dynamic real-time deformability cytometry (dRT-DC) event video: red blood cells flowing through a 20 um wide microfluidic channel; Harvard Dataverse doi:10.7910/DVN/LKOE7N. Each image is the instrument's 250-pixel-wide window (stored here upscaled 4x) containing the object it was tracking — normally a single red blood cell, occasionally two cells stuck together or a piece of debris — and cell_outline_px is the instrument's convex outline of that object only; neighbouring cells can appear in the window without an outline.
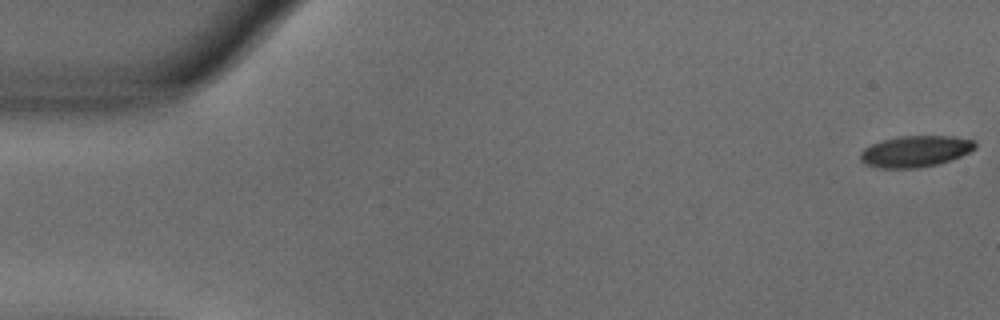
{"species": "common noctule bat (a hibernating species)", "species_latin": "Nyctalus noctula", "temperature_condition": "warm", "stored_images_in_passage": 54, "camera_frame_rate_fps": 3000, "um_per_image_px": 0.085, "animal": {"sex": "male", "body_mass_g": 18.8}, "frame": {"image": 1, "passage_image": 1, "time_ms": 0.0, "image_size_px": [1000, 320], "cell_outline_px": [[976, 148], [960, 156], [936, 164], [916, 168], [880, 168], [864, 164], [860, 160], [860, 152], [864, 148], [872, 144], [884, 140], [900, 136], [952, 136], [976, 140]], "centroid_in_image_um": [77.79, 12.86], "position_along_channel_um": 7.2, "area_um2": 20.81}}
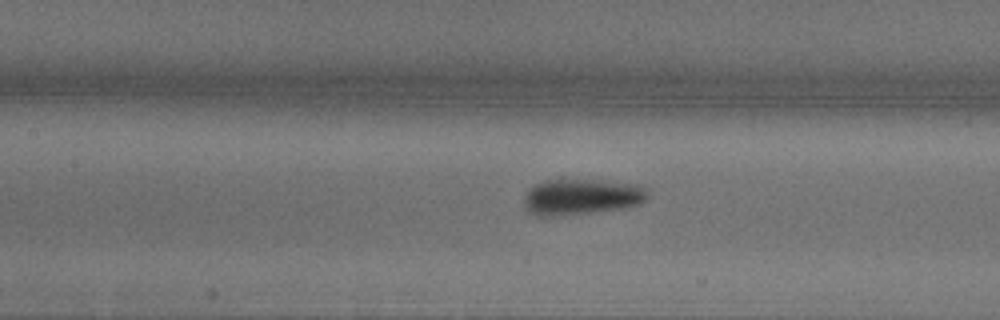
{"frame": {"image": 2, "passage_image": 25, "time_ms": 8.0, "image_size_px": [1000, 320], "cell_outline_px": [[648, 196], [640, 204], [620, 208], [592, 212], [552, 216], [544, 216], [532, 212], [524, 204], [524, 200], [528, 192], [536, 184], [544, 180], [596, 180], [640, 184], [648, 188]], "centroid_in_image_um": [49.5, 16.71], "position_along_channel_um": 157.9, "area_um2": 25.43}}
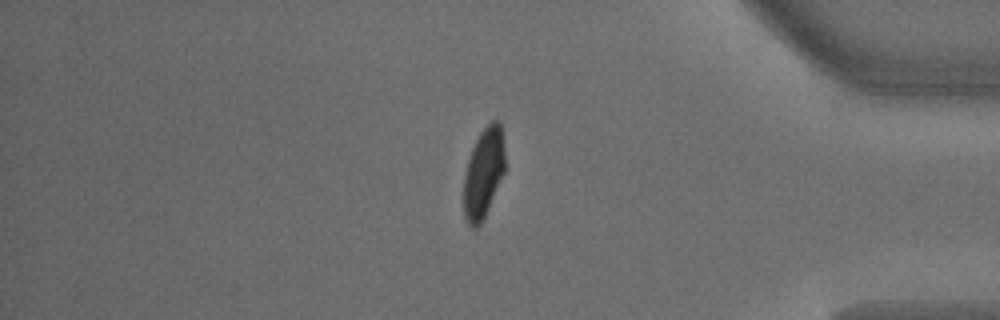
{"frame": {"image": 3, "passage_image": 47, "time_ms": 15.333, "image_size_px": [1000, 320], "cell_outline_px": [[504, 172], [484, 216], [480, 224], [476, 228], [472, 228], [468, 224], [464, 216], [464, 172], [472, 148], [480, 132], [492, 120], [500, 120], [504, 148]], "centroid_in_image_um": [41.09, 14.68], "position_along_channel_um": 394.1, "area_um2": 21.33}}